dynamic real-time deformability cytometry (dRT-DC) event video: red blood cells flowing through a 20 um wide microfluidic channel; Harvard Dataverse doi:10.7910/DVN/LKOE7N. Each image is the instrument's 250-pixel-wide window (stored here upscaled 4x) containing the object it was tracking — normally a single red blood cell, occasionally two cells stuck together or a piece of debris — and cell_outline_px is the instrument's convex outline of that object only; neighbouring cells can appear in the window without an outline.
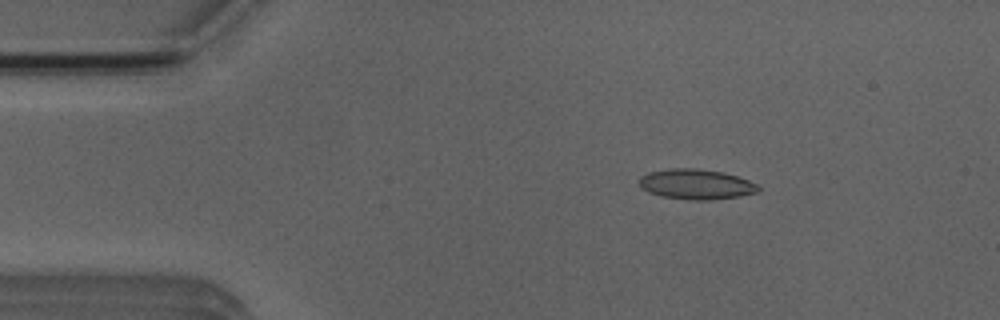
{"species": "Egyptian fruit bat (a non-hibernating species)", "species_latin": "Rousettus aegyptiacus", "temperature_condition": "room temperature", "stored_images_in_passage": 4, "camera_frame_rate_fps": 3000, "um_per_image_px": 0.085, "animal": {"sex": "male"}, "frame": {"image": 1, "passage_image": 2, "time_ms": 1.333, "image_size_px": [1000, 320], "cell_outline_px": [[760, 192], [740, 196], [708, 200], [692, 200], [660, 196], [648, 192], [640, 184], [640, 176], [648, 172], [672, 168], [696, 168], [720, 172], [736, 176], [748, 180], [756, 184], [760, 188]], "centroid_in_image_um": [59.18, 15.66], "position_along_channel_um": 25.8, "area_um2": 20.81}}